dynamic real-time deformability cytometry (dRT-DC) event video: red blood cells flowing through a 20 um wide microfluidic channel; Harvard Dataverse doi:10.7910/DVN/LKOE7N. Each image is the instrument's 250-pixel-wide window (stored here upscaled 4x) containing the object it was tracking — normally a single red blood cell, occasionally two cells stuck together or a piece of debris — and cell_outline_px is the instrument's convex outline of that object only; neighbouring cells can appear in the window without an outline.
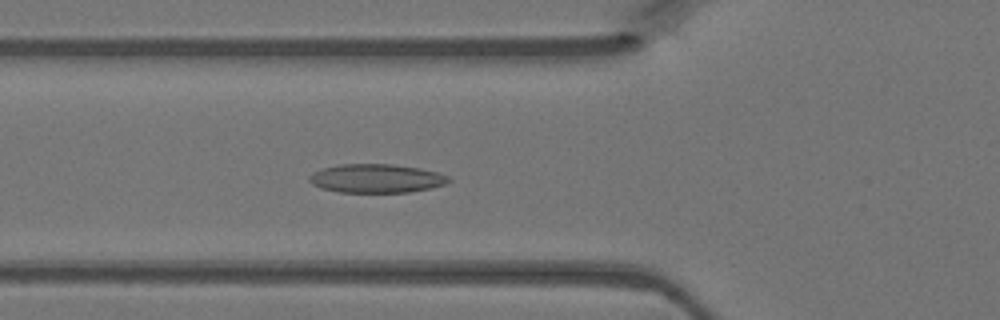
{"species": "Egyptian fruit bat (a non-hibernating species)", "species_latin": "Rousettus aegyptiacus", "temperature_condition": "warm", "stored_images_in_passage": 46, "camera_frame_rate_fps": 3000, "um_per_image_px": 0.085, "animal": {"sex": "female"}, "frame": {"image": 1, "passage_image": 16, "time_ms": 5.0, "image_size_px": [1000, 320], "cell_outline_px": [[452, 180], [444, 184], [432, 188], [408, 192], [340, 192], [320, 188], [312, 184], [308, 180], [308, 176], [312, 172], [324, 168], [340, 164], [392, 164], [420, 168], [436, 172], [448, 176]], "centroid_in_image_um": [31.97, 15.16], "position_along_channel_um": 93.8, "area_um2": 23.35}}
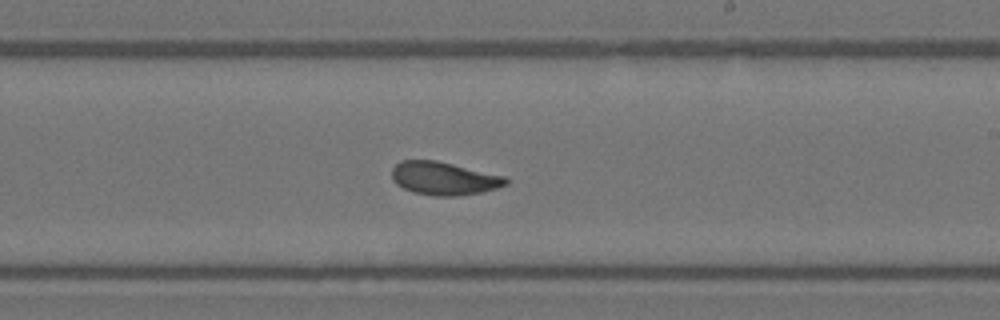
{"frame": {"image": 2, "passage_image": 27, "time_ms": 8.667, "image_size_px": [1000, 320], "cell_outline_px": [[508, 184], [496, 188], [480, 192], [456, 196], [436, 196], [412, 192], [396, 184], [392, 180], [392, 168], [400, 160], [436, 160], [504, 176], [508, 180]], "centroid_in_image_um": [37.7, 15.16], "position_along_channel_um": 251.3, "area_um2": 21.91}}
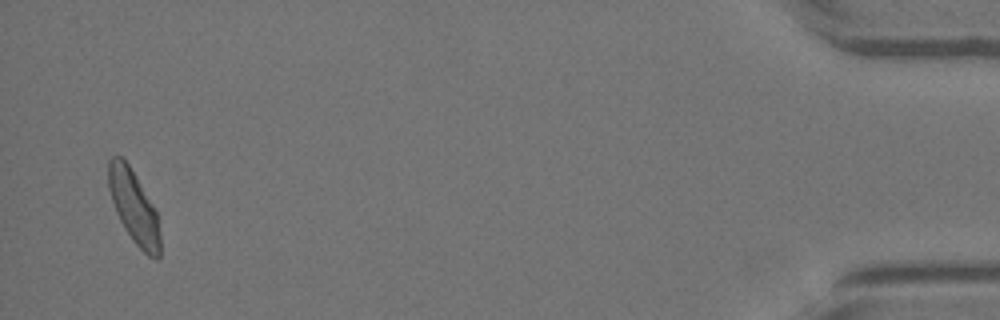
{"frame": {"image": 3, "passage_image": 45, "time_ms": 14.667, "image_size_px": [1000, 320], "cell_outline_px": [[160, 260], [156, 260], [148, 256], [132, 240], [124, 228], [116, 212], [108, 188], [108, 160], [112, 156], [120, 156], [128, 164], [136, 176], [156, 208], [160, 232]], "centroid_in_image_um": [11.4, 17.61], "position_along_channel_um": 423.8, "area_um2": 22.14}}